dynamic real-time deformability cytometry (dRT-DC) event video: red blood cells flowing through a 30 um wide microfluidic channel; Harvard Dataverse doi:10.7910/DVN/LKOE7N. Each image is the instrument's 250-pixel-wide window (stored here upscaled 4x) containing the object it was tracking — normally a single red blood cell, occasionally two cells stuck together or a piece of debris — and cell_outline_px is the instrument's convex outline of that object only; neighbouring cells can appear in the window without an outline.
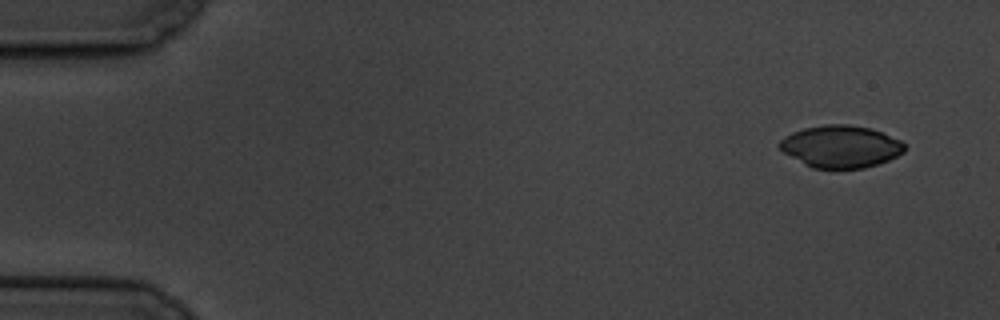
{"species": "common noctule bat (a hibernating species)", "species_latin": "Nyctalus noctula", "temperature_condition": "cold", "stored_images_in_passage": 4, "camera_frame_rate_fps": 3000, "um_per_image_px": 0.085, "animal": {"sex": "male", "body_mass_g": 19.5, "forearm_length_mm": 54.6}, "frame": {"image": 1, "passage_image": 1, "time_ms": 0.0, "image_size_px": [1000, 320], "cell_outline_px": [[904, 152], [888, 160], [864, 168], [812, 168], [804, 164], [784, 152], [776, 144], [784, 136], [792, 132], [804, 128], [824, 124], [848, 124], [872, 128], [900, 140], [904, 144]], "centroid_in_image_um": [71.44, 12.44], "position_along_channel_um": 13.6, "area_um2": 30.69}}